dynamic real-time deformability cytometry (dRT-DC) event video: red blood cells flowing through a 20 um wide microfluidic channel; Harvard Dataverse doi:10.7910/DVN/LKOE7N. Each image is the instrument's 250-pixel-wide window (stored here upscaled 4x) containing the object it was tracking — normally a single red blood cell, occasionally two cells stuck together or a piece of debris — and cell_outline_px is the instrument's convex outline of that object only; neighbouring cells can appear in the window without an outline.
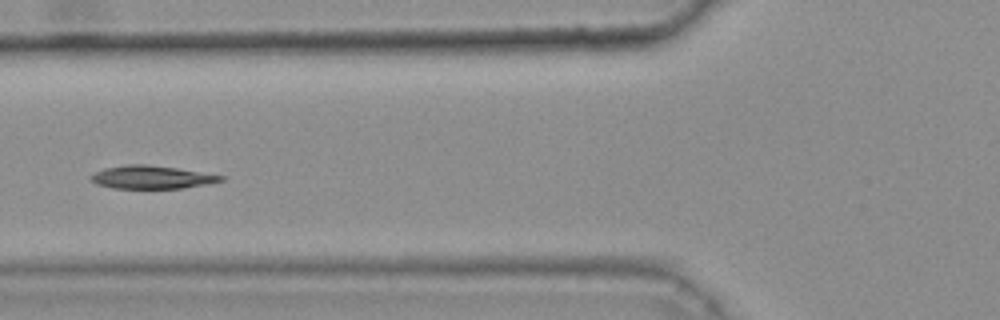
{"species": "common noctule bat (a hibernating species)", "species_latin": "Nyctalus noctula", "temperature_condition": "warm", "stored_images_in_passage": 31, "camera_frame_rate_fps": 3000, "um_per_image_px": 0.085, "animal": {"sex": "female", "body_mass_g": 25.1}, "frame": {"image": 1, "passage_image": 10, "time_ms": 3.0, "image_size_px": [1000, 320], "cell_outline_px": [[228, 176], [224, 180], [184, 188], [112, 188], [96, 184], [88, 180], [88, 176], [104, 168], [128, 164], [144, 164], [176, 168]], "centroid_in_image_um": [12.85, 15.06], "position_along_channel_um": 112.9, "area_um2": 17.51}, "authors_computed_cell_mechanics": {"area_um2": 18.0336, "velocity_mm_per_s": 3.7819, "shape_relaxation_time_tau1_ms": 9.8417, "shape_relaxation_time_tau2_ms": null, "deformation_change_tau1": 0.2041, "deformation_change_tau2": null}}